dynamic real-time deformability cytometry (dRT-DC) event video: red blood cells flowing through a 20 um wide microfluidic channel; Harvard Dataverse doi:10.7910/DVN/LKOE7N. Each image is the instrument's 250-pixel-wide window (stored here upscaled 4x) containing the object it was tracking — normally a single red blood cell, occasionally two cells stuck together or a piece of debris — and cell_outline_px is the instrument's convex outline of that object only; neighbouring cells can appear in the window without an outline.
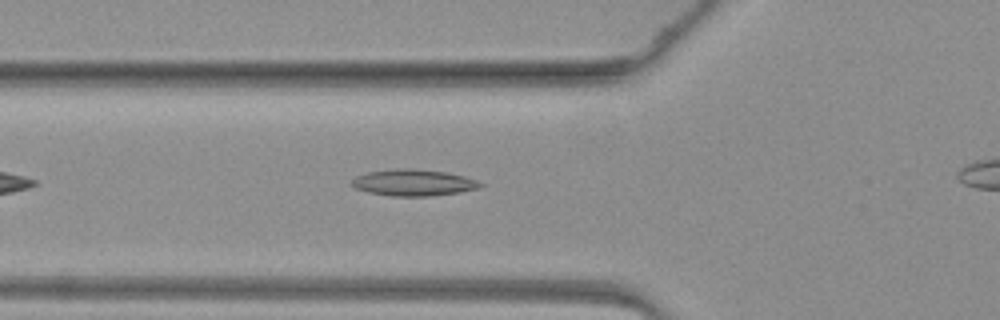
{"species": "common noctule bat (a hibernating species)", "species_latin": "Nyctalus noctula", "temperature_condition": "warm", "stored_images_in_passage": 30, "camera_frame_rate_fps": 3000, "um_per_image_px": 0.085, "animal": {"sex": "female", "body_mass_g": 19.3, "forearm_length_mm": 54.1}, "frame": {"image": 1, "passage_image": 6, "time_ms": 1.667, "image_size_px": [1000, 320], "cell_outline_px": [[484, 184], [476, 188], [460, 192], [432, 196], [392, 196], [368, 192], [356, 188], [348, 184], [356, 176], [368, 172], [400, 168], [412, 168], [444, 172], [464, 176], [476, 180]], "centroid_in_image_um": [35.11, 15.52], "position_along_channel_um": 90.7, "area_um2": 19.71}}
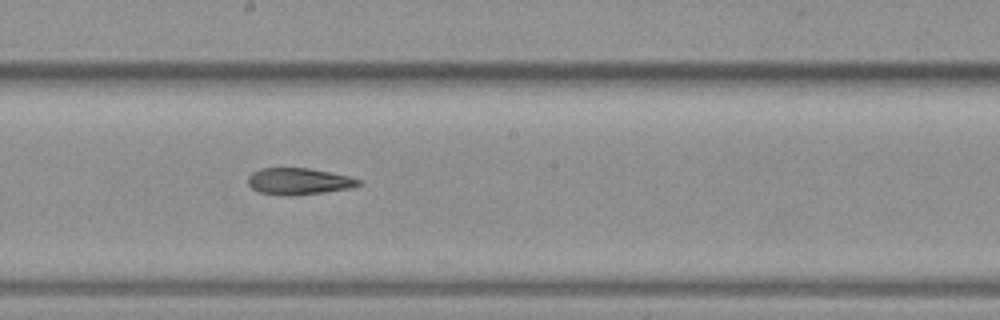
{"frame": {"image": 2, "passage_image": 15, "time_ms": 4.667, "image_size_px": [1000, 320], "cell_outline_px": [[364, 184], [348, 188], [296, 196], [288, 196], [260, 192], [252, 188], [248, 184], [248, 176], [252, 172], [260, 168], [308, 168], [332, 172], [364, 180]], "centroid_in_image_um": [25.42, 15.4], "position_along_channel_um": 222.8, "area_um2": 17.28}}
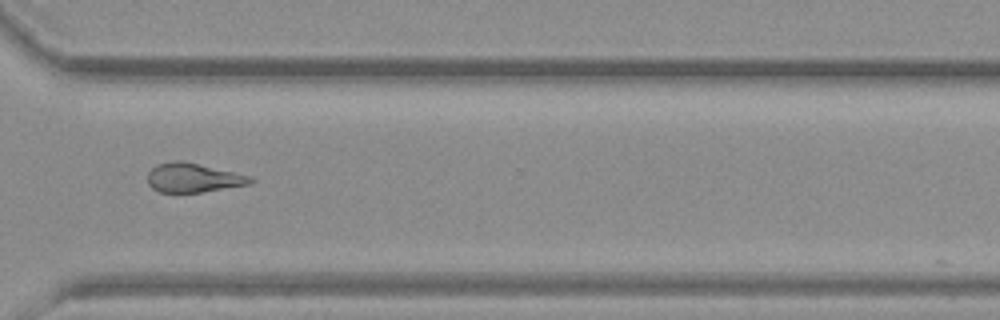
{"frame": {"image": 3, "passage_image": 24, "time_ms": 7.667, "image_size_px": [1000, 320], "cell_outline_px": [[256, 180], [248, 184], [204, 192], [160, 192], [152, 188], [148, 184], [148, 172], [156, 164], [172, 160], [180, 160], [252, 176]], "centroid_in_image_um": [16.41, 15.1], "position_along_channel_um": 354.2, "area_um2": 17.46}}